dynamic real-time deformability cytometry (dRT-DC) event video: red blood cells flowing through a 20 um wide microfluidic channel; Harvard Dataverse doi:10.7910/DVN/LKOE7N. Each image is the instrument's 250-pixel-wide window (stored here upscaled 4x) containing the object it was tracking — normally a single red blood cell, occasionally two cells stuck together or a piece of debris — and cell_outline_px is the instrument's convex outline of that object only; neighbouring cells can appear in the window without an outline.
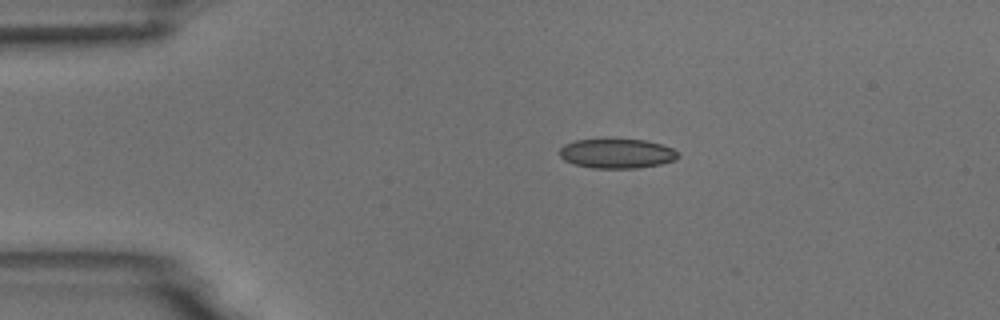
{"species": "common noctule bat (a hibernating species)", "species_latin": "Nyctalus noctula", "temperature_condition": "room temperature", "stored_images_in_passage": 5, "camera_frame_rate_fps": 3000, "um_per_image_px": 0.085, "animal": {"sex": "male", "body_mass_g": 18.8}, "frame": {"image": 1, "passage_image": 3, "time_ms": 2.333, "image_size_px": [1000, 320], "cell_outline_px": [[680, 156], [676, 160], [660, 164], [636, 168], [592, 168], [576, 164], [564, 160], [560, 156], [560, 148], [564, 144], [576, 140], [604, 136], [644, 140], [660, 144], [672, 148], [680, 152]], "centroid_in_image_um": [52.43, 13.0], "position_along_channel_um": 32.6, "area_um2": 21.21}}
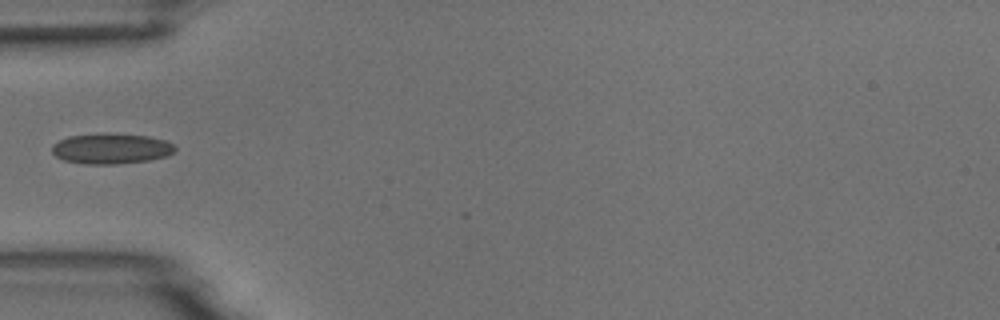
{"frame": {"image": 2, "passage_image": 5, "time_ms": 4.667, "image_size_px": [1000, 320], "cell_outline_px": [[176, 148], [168, 156], [148, 160], [116, 164], [84, 164], [64, 160], [56, 156], [52, 152], [52, 144], [68, 136], [104, 132], [148, 136], [164, 140], [172, 144]], "centroid_in_image_um": [9.42, 12.62], "position_along_channel_um": 75.6, "area_um2": 21.96}}